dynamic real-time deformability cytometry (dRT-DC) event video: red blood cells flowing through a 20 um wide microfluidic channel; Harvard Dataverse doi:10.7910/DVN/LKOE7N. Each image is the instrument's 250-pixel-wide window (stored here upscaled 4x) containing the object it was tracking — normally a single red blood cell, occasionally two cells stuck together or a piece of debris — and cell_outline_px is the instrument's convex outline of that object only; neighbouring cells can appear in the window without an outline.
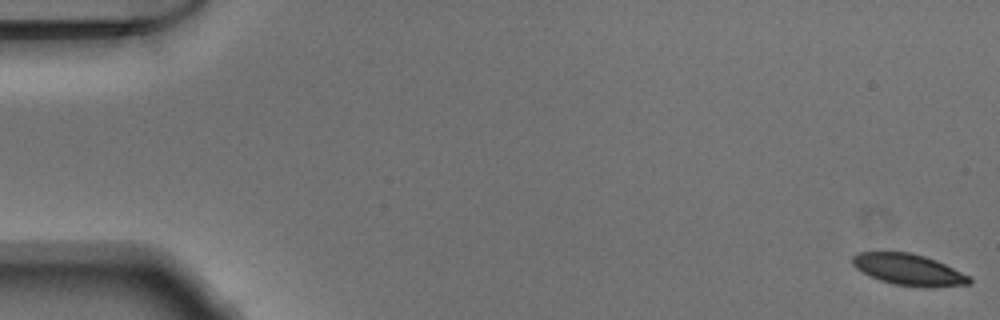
{"species": "Egyptian fruit bat (a non-hibernating species)", "species_latin": "Rousettus aegyptiacus", "temperature_condition": "warm", "stored_images_in_passage": 53, "segment_of_instrument_passage": [1, 2], "camera_frame_rate_fps": 3000, "um_per_image_px": 0.085, "animal": {"sex": "male"}, "frame": {"image": 1, "passage_image": 1, "time_ms": 0.0, "image_size_px": [1000, 320], "cell_outline_px": [[972, 284], [932, 288], [924, 288], [892, 284], [880, 280], [856, 268], [852, 264], [852, 256], [856, 252], [912, 252], [936, 260], [972, 276]], "centroid_in_image_um": [77.3, 22.93], "position_along_channel_um": 7.7, "area_um2": 21.68}}
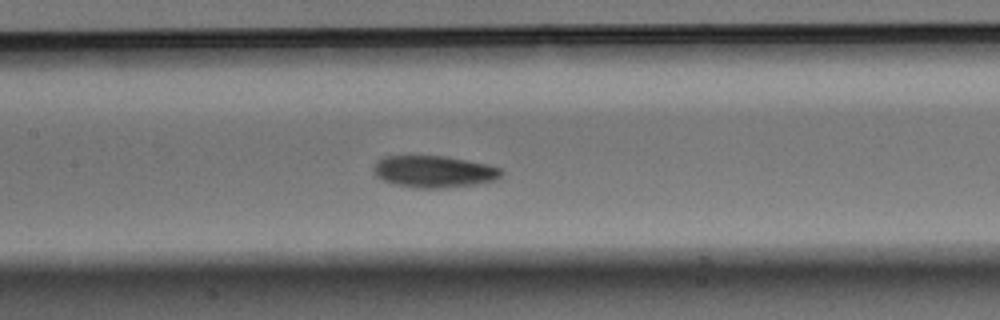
{"frame": {"image": 2, "passage_image": 25, "time_ms": 8.0, "image_size_px": [1000, 320], "cell_outline_px": [[504, 172], [496, 180], [472, 184], [440, 188], [412, 188], [392, 184], [376, 176], [372, 168], [376, 160], [384, 156], [444, 156], [488, 164], [500, 168]], "centroid_in_image_um": [36.84, 14.58], "position_along_channel_um": 170.6, "area_um2": 23.76}}
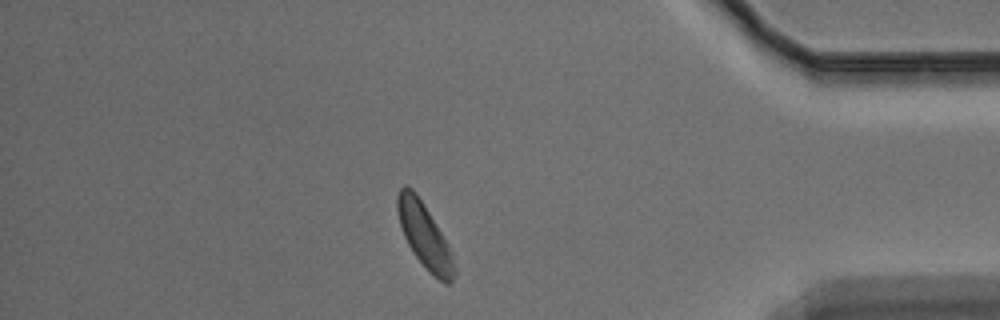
{"frame": {"image": 3, "passage_image": 45, "time_ms": 14.667, "image_size_px": [1000, 320], "cell_outline_px": [[456, 272], [452, 280], [448, 284], [444, 284], [432, 276], [428, 272], [416, 256], [408, 244], [404, 236], [400, 224], [396, 208], [396, 196], [400, 188], [404, 184], [408, 184], [416, 192], [448, 244], [456, 268]], "centroid_in_image_um": [36.07, 20.03], "position_along_channel_um": 399.1, "area_um2": 21.39}}